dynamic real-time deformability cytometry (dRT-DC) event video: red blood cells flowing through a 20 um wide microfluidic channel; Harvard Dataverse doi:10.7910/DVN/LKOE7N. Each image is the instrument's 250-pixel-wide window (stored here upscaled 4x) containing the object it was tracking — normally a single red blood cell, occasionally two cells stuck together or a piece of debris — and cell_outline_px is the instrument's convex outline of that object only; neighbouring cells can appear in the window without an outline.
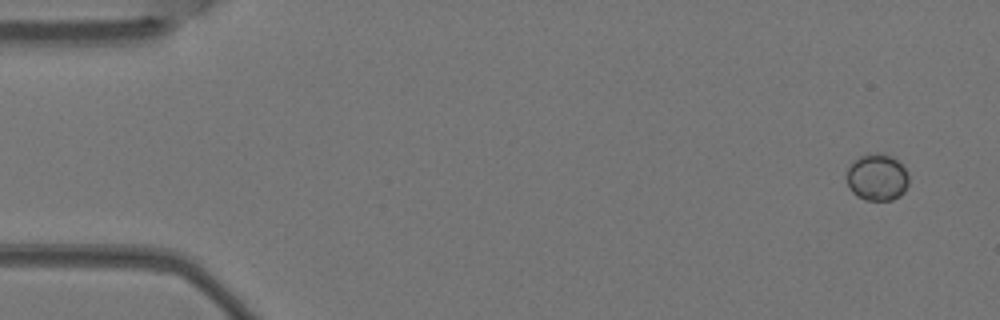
{"species": "Egyptian fruit bat (a non-hibernating species)", "species_latin": "Rousettus aegyptiacus", "temperature_condition": "warm", "stored_images_in_passage": 6, "camera_frame_rate_fps": 3000, "um_per_image_px": 0.085, "animal": {"sex": "female"}, "frame": {"image": 1, "passage_image": 1, "time_ms": 0.0, "image_size_px": [1000, 320], "cell_outline_px": [[908, 184], [904, 192], [900, 196], [892, 200], [864, 200], [856, 196], [848, 188], [848, 168], [860, 156], [868, 152], [884, 152], [892, 156], [908, 172]], "centroid_in_image_um": [74.57, 15.06], "position_along_channel_um": 10.4, "area_um2": 17.11}}
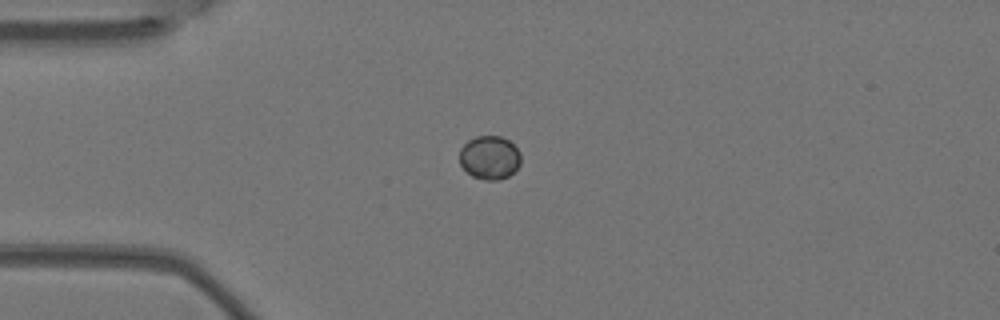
{"frame": {"image": 2, "passage_image": 4, "time_ms": 1.0, "image_size_px": [1000, 320], "cell_outline_px": [[520, 164], [508, 176], [500, 180], [484, 180], [472, 176], [460, 164], [460, 148], [468, 140], [476, 136], [500, 136], [508, 140], [520, 152]], "centroid_in_image_um": [41.6, 13.39], "position_along_channel_um": 43.4, "area_um2": 15.49}}
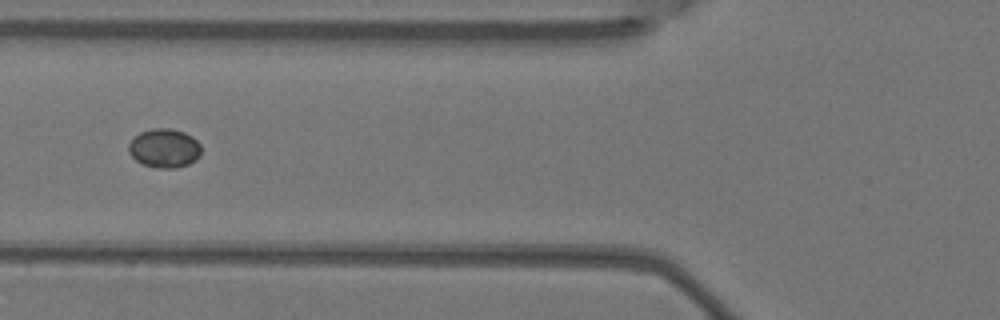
{"frame": {"image": 3, "passage_image": 6, "time_ms": 1.667, "image_size_px": [1000, 320], "cell_outline_px": [[200, 156], [196, 160], [188, 164], [176, 168], [160, 168], [144, 164], [136, 160], [128, 152], [128, 144], [140, 132], [152, 128], [168, 128], [184, 132], [192, 136], [200, 144]], "centroid_in_image_um": [13.98, 12.59], "position_along_channel_um": 111.8, "area_um2": 16.42}}